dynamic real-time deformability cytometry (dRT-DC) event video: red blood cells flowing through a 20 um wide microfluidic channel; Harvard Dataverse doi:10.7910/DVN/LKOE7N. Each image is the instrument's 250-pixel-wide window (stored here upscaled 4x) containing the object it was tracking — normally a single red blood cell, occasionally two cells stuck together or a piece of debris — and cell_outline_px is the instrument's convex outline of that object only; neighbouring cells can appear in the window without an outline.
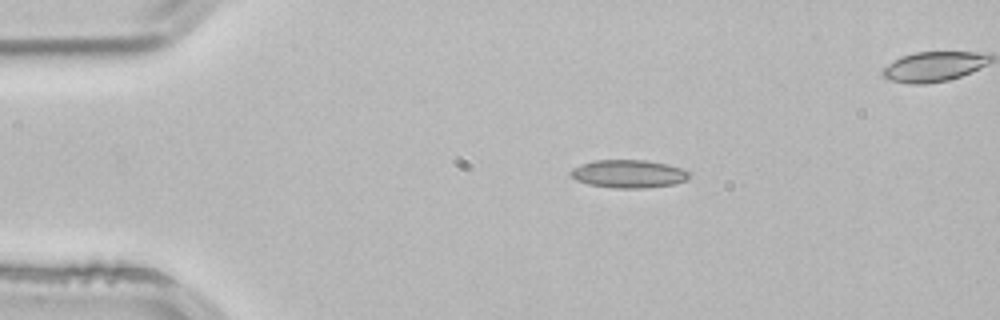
{"species": "common noctule bat (a hibernating species)", "species_latin": "Nyctalus noctula", "temperature_condition": "room temperature", "stored_images_in_passage": 2, "camera_frame_rate_fps": 3000, "um_per_image_px": 0.085, "animal": {"sex": "male", "body_mass_g": 21.5, "forearm_length_mm": 52.0}, "frame": {"image": 1, "passage_image": 1, "time_ms": 0.0, "image_size_px": [1000, 320], "cell_outline_px": [[692, 172], [688, 180], [676, 184], [644, 188], [612, 188], [588, 184], [576, 180], [568, 172], [572, 168], [580, 164], [592, 160], [648, 160], [668, 164]], "centroid_in_image_um": [53.45, 14.77], "position_along_channel_um": 31.6, "area_um2": 19.71}}